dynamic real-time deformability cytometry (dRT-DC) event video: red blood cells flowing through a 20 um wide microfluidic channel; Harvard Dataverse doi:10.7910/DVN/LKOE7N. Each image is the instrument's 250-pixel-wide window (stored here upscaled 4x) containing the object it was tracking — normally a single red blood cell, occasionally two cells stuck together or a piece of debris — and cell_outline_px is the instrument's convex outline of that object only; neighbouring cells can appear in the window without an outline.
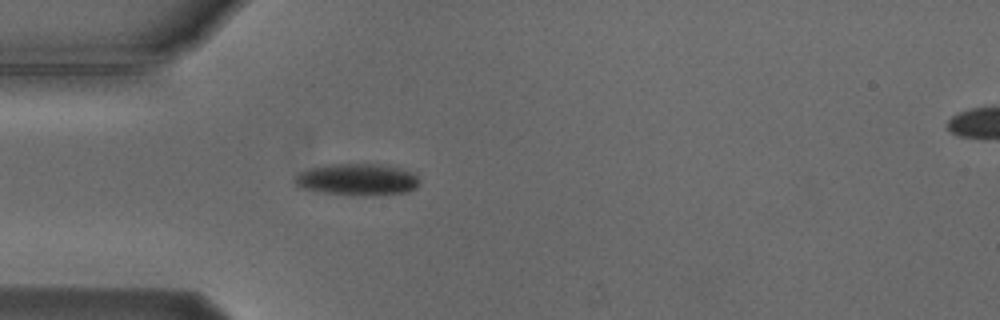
{"species": "Egyptian fruit bat (a non-hibernating species)", "species_latin": "Rousettus aegyptiacus", "temperature_condition": "cold", "stored_images_in_passage": 4, "segment_of_instrument_passage": [1, 2], "camera_frame_rate_fps": 3000, "um_per_image_px": 0.085, "animal": {"sex": "male"}, "frame": {"image": 1, "passage_image": 3, "time_ms": 3.0, "image_size_px": [1000, 320], "cell_outline_px": [[420, 184], [416, 188], [408, 192], [372, 196], [352, 196], [316, 192], [300, 188], [292, 180], [300, 172], [312, 168], [332, 164], [376, 164], [400, 168], [416, 172], [420, 180]], "centroid_in_image_um": [30.41, 15.29], "position_along_channel_um": 54.6, "area_um2": 23.64}}